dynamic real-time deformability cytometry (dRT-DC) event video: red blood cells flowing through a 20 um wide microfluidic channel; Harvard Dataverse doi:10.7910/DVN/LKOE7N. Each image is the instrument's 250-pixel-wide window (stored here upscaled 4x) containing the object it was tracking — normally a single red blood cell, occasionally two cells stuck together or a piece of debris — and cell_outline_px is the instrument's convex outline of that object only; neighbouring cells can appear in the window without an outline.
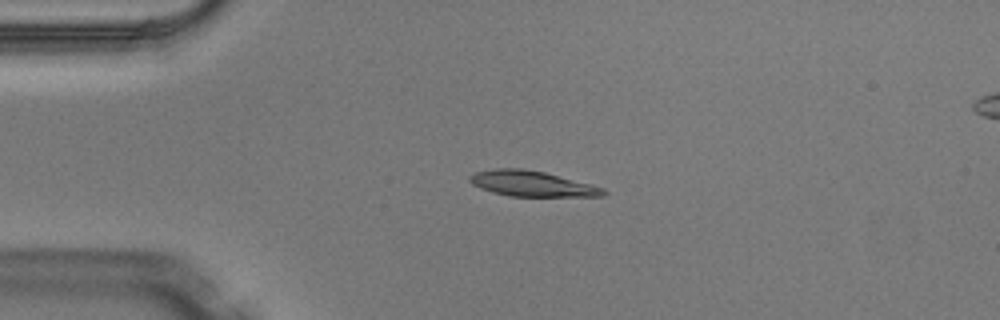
{"species": "Egyptian fruit bat (a non-hibernating species)", "species_latin": "Rousettus aegyptiacus", "temperature_condition": "warm", "stored_images_in_passage": 4, "camera_frame_rate_fps": 3000, "um_per_image_px": 0.085, "animal": {"sex": "male"}, "frame": {"image": 1, "passage_image": 2, "time_ms": 0.333, "image_size_px": [1000, 320], "cell_outline_px": [[608, 192], [604, 196], [508, 196], [492, 192], [480, 188], [472, 184], [468, 180], [468, 176], [476, 172], [496, 168], [520, 168], [544, 172], [592, 184], [604, 188]], "centroid_in_image_um": [45.21, 15.61], "position_along_channel_um": 39.8, "area_um2": 19.88}}